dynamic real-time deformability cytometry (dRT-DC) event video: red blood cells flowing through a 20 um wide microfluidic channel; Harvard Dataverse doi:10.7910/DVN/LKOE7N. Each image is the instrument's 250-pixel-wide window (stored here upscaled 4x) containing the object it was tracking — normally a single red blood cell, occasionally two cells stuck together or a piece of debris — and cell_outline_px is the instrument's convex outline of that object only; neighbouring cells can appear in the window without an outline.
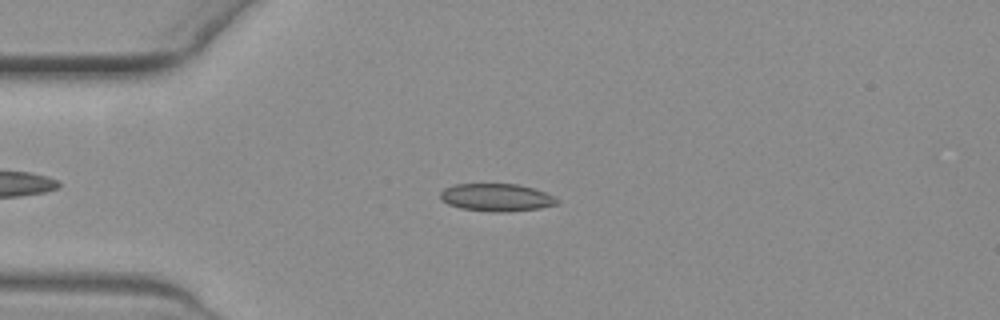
{"species": "common noctule bat (a hibernating species)", "species_latin": "Nyctalus noctula", "temperature_condition": "warm", "stored_images_in_passage": 54, "camera_frame_rate_fps": 3000, "um_per_image_px": 0.085, "animal": {"sex": "female", "body_mass_g": 19.3, "forearm_length_mm": 54.1}, "frame": {"image": 1, "passage_image": 16, "time_ms": 5.0, "image_size_px": [1000, 320], "cell_outline_px": [[560, 204], [540, 208], [504, 212], [496, 212], [460, 208], [448, 204], [440, 200], [440, 192], [444, 188], [456, 184], [520, 184], [544, 192], [560, 200]], "centroid_in_image_um": [42.2, 16.78], "position_along_channel_um": 42.8, "area_um2": 18.84}}
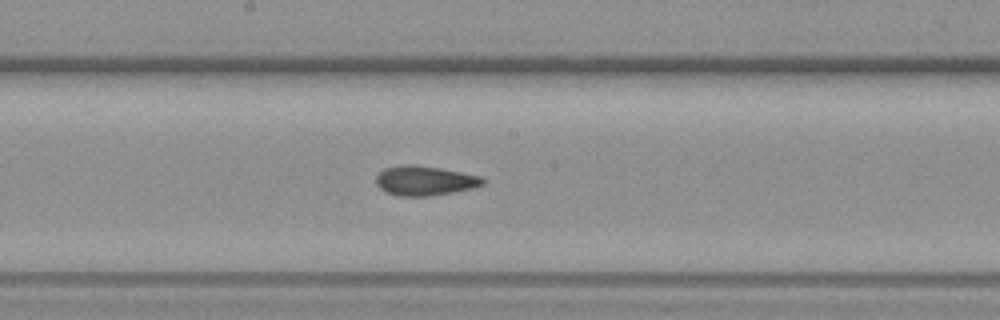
{"frame": {"image": 2, "passage_image": 33, "time_ms": 10.667, "image_size_px": [1000, 320], "cell_outline_px": [[488, 180], [484, 184], [472, 188], [452, 192], [428, 196], [396, 196], [380, 188], [376, 184], [376, 176], [384, 168], [404, 164], [412, 164], [440, 168], [480, 176]], "centroid_in_image_um": [36.1, 15.35], "position_along_channel_um": 212.1, "area_um2": 18.38}}
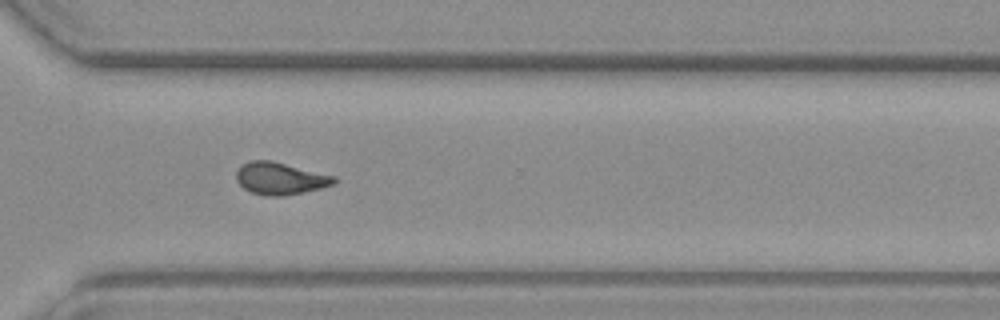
{"frame": {"image": 3, "passage_image": 45, "time_ms": 14.667, "image_size_px": [1000, 320], "cell_outline_px": [[336, 184], [304, 192], [284, 196], [268, 196], [252, 192], [244, 188], [236, 180], [236, 172], [240, 164], [252, 160], [268, 160], [336, 176]], "centroid_in_image_um": [23.81, 15.17], "position_along_channel_um": 346.8, "area_um2": 18.26}, "authors_computed_cell_mechanics": {"area_um2": 18.207, "velocity_mm_per_s": 3.3774, "shape_relaxation_time_tau1_ms": null, "shape_relaxation_time_tau2_ms": 1.9295, "deformation_change_tau1": null, "deformation_change_tau2": 0.0644}}